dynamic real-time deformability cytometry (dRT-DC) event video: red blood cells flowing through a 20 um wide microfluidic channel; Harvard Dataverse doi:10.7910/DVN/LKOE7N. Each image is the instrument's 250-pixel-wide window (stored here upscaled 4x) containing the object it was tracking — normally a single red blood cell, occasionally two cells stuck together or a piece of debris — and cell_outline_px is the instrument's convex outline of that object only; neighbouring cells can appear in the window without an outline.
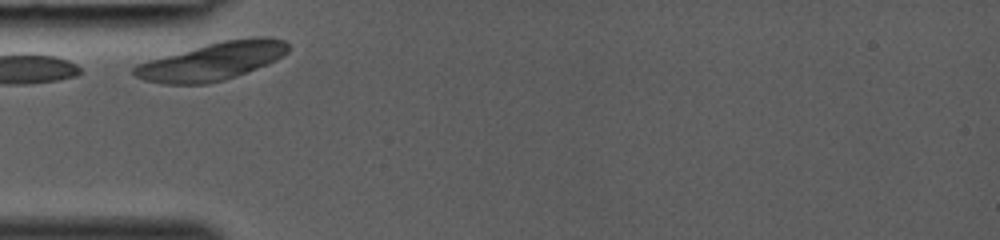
{"species": "common noctule bat (a hibernating species)", "species_latin": "Nyctalus noctula", "temperature_condition": "room temperature", "stored_images_in_passage": 22, "camera_frame_rate_fps": 3000, "um_per_image_px": 0.085, "animal": {"sex": "female", "body_mass_g": 19.0, "forearm_length_mm": 53.3}, "frame": {"image": 1, "passage_image": 1, "time_ms": 0.0, "image_size_px": [1000, 240], "cell_outline_px": [[288, 52], [276, 60], [268, 64], [236, 76], [224, 80], [208, 84], [164, 84], [144, 80], [136, 76], [132, 72], [132, 68], [136, 64], [148, 60], [208, 44], [224, 40], [256, 36], [268, 36], [284, 40], [288, 44]], "centroid_in_image_um": [18.06, 5.21], "position_along_channel_um": 66.9, "area_um2": 33.87}}
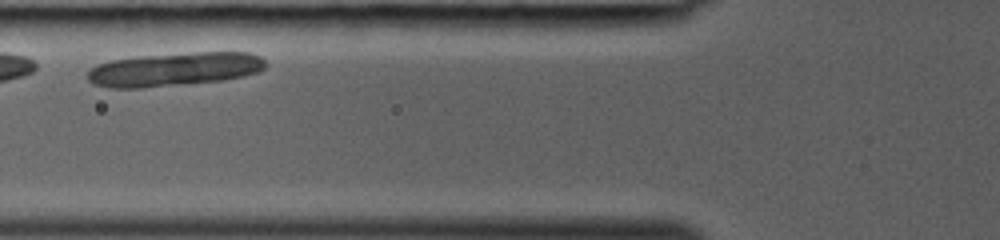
{"frame": {"image": 2, "passage_image": 4, "time_ms": 1.0, "image_size_px": [1000, 240], "cell_outline_px": [[264, 68], [260, 72], [244, 76], [224, 80], [140, 88], [108, 88], [92, 84], [84, 76], [96, 64], [112, 60], [136, 56], [196, 52], [248, 52], [260, 56], [264, 60]], "centroid_in_image_um": [14.78, 5.89], "position_along_channel_um": 111.0, "area_um2": 35.14}}